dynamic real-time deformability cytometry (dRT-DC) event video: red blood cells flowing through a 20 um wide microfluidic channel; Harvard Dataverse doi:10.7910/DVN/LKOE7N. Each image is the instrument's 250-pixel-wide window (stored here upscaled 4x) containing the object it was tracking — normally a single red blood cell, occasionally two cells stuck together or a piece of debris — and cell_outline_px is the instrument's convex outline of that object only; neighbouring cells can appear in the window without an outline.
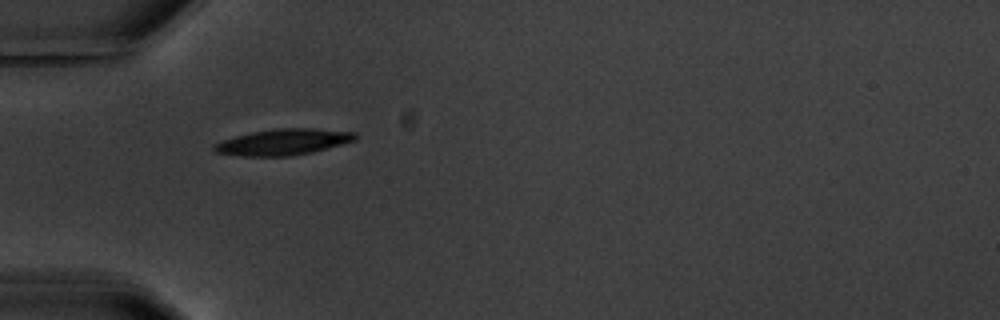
{"species": "common noctule bat (a hibernating species)", "species_latin": "Nyctalus noctula", "temperature_condition": "warm", "stored_images_in_passage": 7, "camera_frame_rate_fps": 3000, "um_per_image_px": 0.085, "animal": {"sex": "male", "body_mass_g": 20.1, "forearm_length_mm": 53.5}, "frame": {"image": 1, "passage_image": 6, "time_ms": 6.0, "image_size_px": [1000, 320], "cell_outline_px": [[356, 140], [312, 152], [288, 156], [244, 156], [216, 152], [212, 148], [212, 144], [236, 136], [252, 132], [272, 128], [316, 128], [356, 132]], "centroid_in_image_um": [24.08, 12.06], "position_along_channel_um": 60.9, "area_um2": 21.39}}
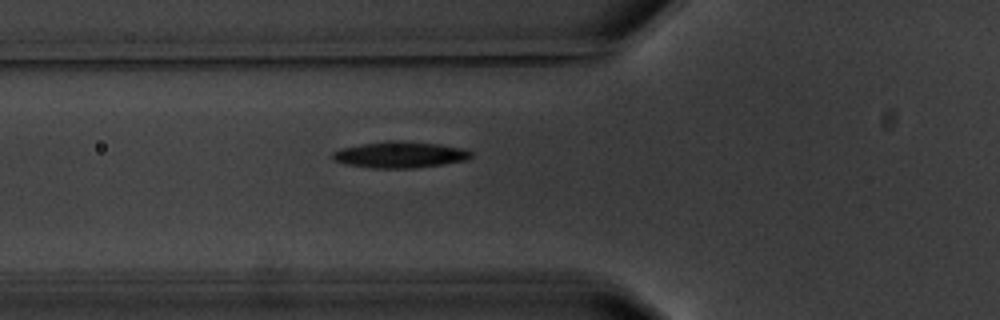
{"frame": {"image": 2, "passage_image": 7, "time_ms": 7.0, "image_size_px": [1000, 320], "cell_outline_px": [[472, 156], [468, 160], [444, 164], [416, 168], [372, 168], [348, 164], [332, 160], [328, 156], [332, 152], [340, 148], [360, 144], [388, 140], [400, 140], [440, 144], [464, 148], [472, 152]], "centroid_in_image_um": [33.98, 13.14], "position_along_channel_um": 91.8, "area_um2": 21.62}}